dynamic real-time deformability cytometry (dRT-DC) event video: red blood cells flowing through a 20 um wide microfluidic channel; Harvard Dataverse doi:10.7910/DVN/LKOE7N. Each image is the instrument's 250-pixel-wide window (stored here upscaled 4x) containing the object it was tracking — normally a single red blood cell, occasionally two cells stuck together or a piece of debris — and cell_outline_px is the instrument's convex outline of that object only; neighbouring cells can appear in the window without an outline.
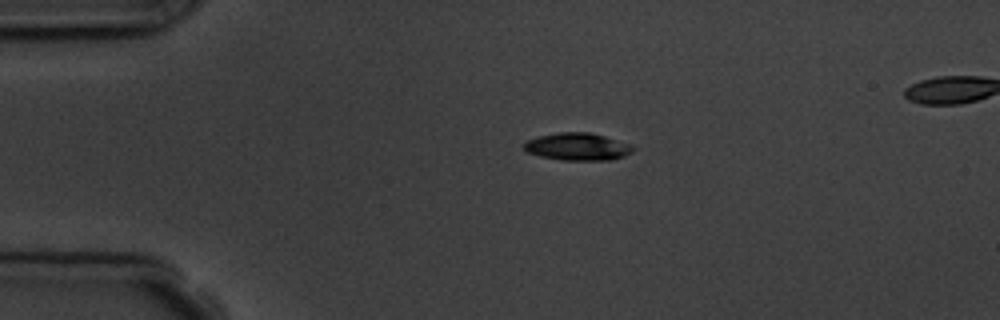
{"species": "common noctule bat (a hibernating species)", "species_latin": "Nyctalus noctula", "temperature_condition": "room temperature", "stored_images_in_passage": 5, "segment_of_instrument_passage": [1, 2], "camera_frame_rate_fps": 3000, "um_per_image_px": 0.085, "animal": {"sex": "male", "body_mass_g": 19.5, "forearm_length_mm": 54.6}, "frame": {"image": 1, "passage_image": 3, "time_ms": 2.333, "image_size_px": [1000, 320], "cell_outline_px": [[636, 148], [632, 152], [624, 156], [612, 160], [560, 160], [540, 156], [528, 152], [520, 144], [524, 140], [536, 136], [560, 132], [588, 132], [604, 136], [628, 144]], "centroid_in_image_um": [49.02, 12.46], "position_along_channel_um": 36.0, "area_um2": 17.57}}